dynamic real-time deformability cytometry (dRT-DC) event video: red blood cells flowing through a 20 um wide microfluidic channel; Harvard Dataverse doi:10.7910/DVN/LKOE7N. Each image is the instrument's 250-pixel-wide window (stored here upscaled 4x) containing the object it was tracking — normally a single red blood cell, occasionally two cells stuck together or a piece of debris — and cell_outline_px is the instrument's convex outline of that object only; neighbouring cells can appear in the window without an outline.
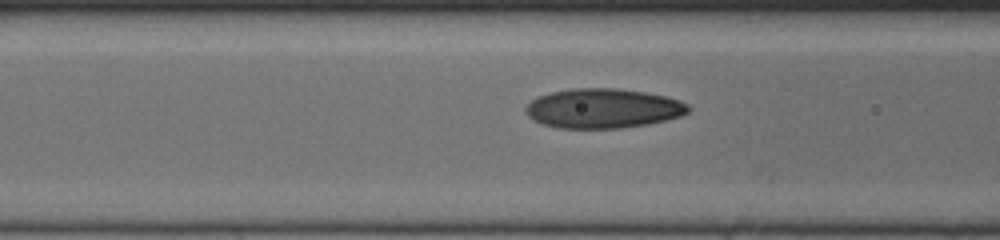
{"species": "human", "species_latin": "Homo sapiens", "temperature_condition": "cold", "stored_images_in_passage": 22, "camera_frame_rate_fps": 3000, "um_per_image_px": 0.085, "donor": {"sex": "female"}, "frame": {"image": 1, "passage_image": 19, "time_ms": 6.0, "image_size_px": [1000, 240], "cell_outline_px": [[692, 108], [688, 112], [680, 116], [648, 124], [620, 128], [556, 128], [532, 120], [524, 112], [524, 108], [532, 100], [540, 96], [552, 92], [572, 88], [616, 88], [644, 92], [664, 96], [680, 100], [688, 104]], "centroid_in_image_um": [51.25, 9.21], "position_along_channel_um": 115.4, "area_um2": 37.51}}